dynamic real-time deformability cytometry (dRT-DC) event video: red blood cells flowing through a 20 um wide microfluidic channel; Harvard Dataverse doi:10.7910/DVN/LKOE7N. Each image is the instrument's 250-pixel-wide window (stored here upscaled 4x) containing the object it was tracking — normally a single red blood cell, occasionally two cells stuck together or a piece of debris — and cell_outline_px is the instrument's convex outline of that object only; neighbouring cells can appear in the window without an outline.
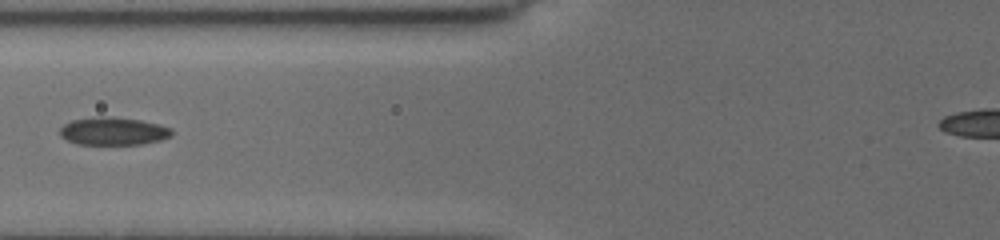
{"species": "common noctule bat (a hibernating species)", "species_latin": "Nyctalus noctula", "temperature_condition": "cold", "stored_images_in_passage": 6, "camera_frame_rate_fps": 3000, "um_per_image_px": 0.085, "animal": {"sex": "female", "body_mass_g": 19.5, "forearm_length_mm": 54.1}, "frame": {"image": 1, "passage_image": 3, "time_ms": 1.333, "image_size_px": [1000, 240], "cell_outline_px": [[172, 136], [160, 140], [140, 144], [76, 144], [60, 136], [60, 128], [64, 124], [72, 120], [92, 116], [112, 116], [140, 120], [172, 128]], "centroid_in_image_um": [9.6, 11.14], "position_along_channel_um": 116.2, "area_um2": 18.21}}
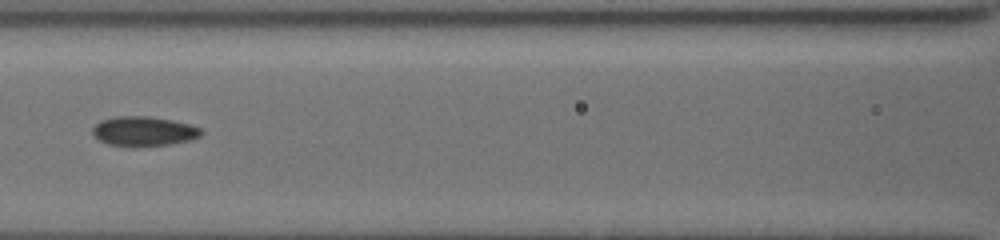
{"frame": {"image": 2, "passage_image": 5, "time_ms": 2.333, "image_size_px": [1000, 240], "cell_outline_px": [[204, 132], [200, 136], [192, 140], [168, 144], [108, 144], [100, 140], [92, 132], [92, 128], [100, 120], [116, 116], [148, 116], [172, 120], [188, 124], [200, 128]], "centroid_in_image_um": [12.24, 11.11], "position_along_channel_um": 154.4, "area_um2": 18.09}}